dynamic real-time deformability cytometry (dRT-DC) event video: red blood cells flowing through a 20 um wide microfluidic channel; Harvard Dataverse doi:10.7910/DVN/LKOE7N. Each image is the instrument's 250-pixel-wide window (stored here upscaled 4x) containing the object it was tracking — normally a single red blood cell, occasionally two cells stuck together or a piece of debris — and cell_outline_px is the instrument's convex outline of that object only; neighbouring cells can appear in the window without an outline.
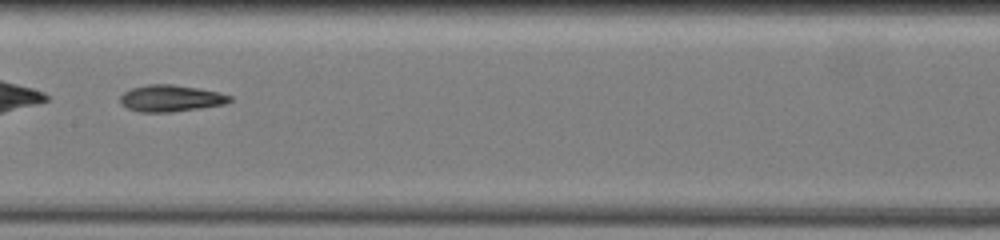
{"species": "common noctule bat (a hibernating species)", "species_latin": "Nyctalus noctula", "temperature_condition": "warm", "stored_images_in_passage": 34, "camera_frame_rate_fps": 3000, "um_per_image_px": 0.085, "animal": {"sex": "female", "body_mass_g": 19.5, "forearm_length_mm": 54.1}, "frame": {"image": 1, "passage_image": 21, "time_ms": 12.667, "image_size_px": [1000, 240], "cell_outline_px": [[232, 100], [224, 104], [200, 108], [172, 112], [140, 112], [128, 108], [120, 104], [120, 96], [124, 92], [132, 88], [148, 84], [172, 84], [220, 92], [232, 96]], "centroid_in_image_um": [14.51, 8.36], "position_along_channel_um": 192.9, "area_um2": 16.99}}
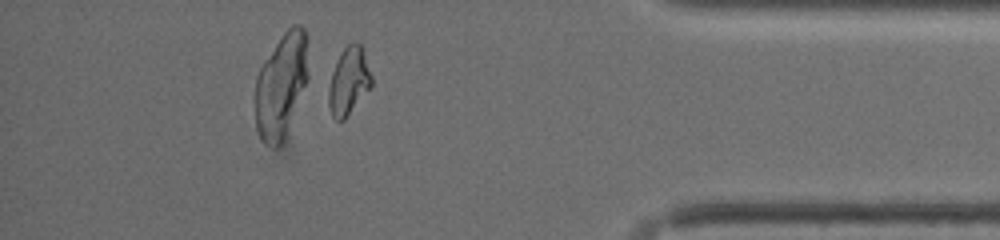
{"frame": {"image": 2, "passage_image": 32, "time_ms": 19.667, "image_size_px": [1000, 240], "cell_outline_px": [[372, 84], [344, 120], [336, 120], [332, 116], [328, 104], [328, 88], [332, 72], [344, 48], [352, 40], [356, 40], [360, 44], [364, 52], [372, 76]], "centroid_in_image_um": [29.64, 6.88], "position_along_channel_um": 405.6, "area_um2": 16.65}}